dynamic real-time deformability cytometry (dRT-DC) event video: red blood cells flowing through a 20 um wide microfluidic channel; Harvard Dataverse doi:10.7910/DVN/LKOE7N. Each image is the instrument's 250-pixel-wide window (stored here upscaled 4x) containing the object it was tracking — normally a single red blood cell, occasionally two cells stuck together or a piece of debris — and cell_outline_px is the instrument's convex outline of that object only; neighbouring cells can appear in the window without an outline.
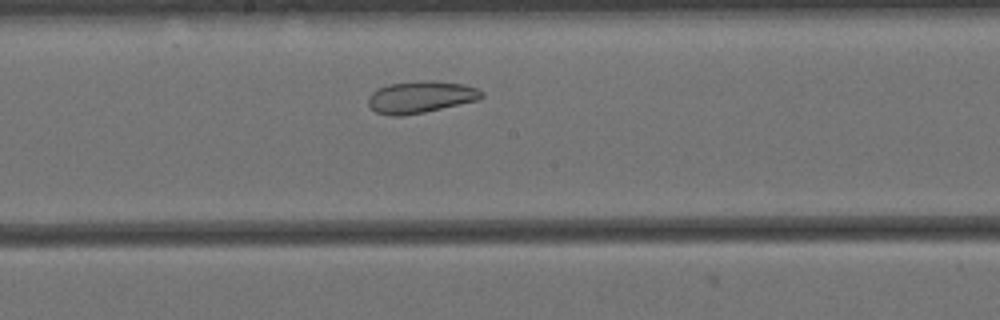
{"species": "Egyptian fruit bat (a non-hibernating species)", "species_latin": "Rousettus aegyptiacus", "temperature_condition": "cold", "stored_images_in_passage": 44, "camera_frame_rate_fps": 3000, "um_per_image_px": 0.085, "animal": {"sex": "female"}, "frame": {"image": 1, "passage_image": 16, "time_ms": 5.0, "image_size_px": [1000, 320], "cell_outline_px": [[484, 96], [480, 100], [424, 112], [404, 116], [388, 116], [376, 112], [368, 104], [368, 96], [372, 92], [380, 88], [392, 84], [420, 80], [432, 80], [464, 84], [476, 88], [484, 92]], "centroid_in_image_um": [35.79, 8.25], "position_along_channel_um": 212.4, "area_um2": 21.21}}
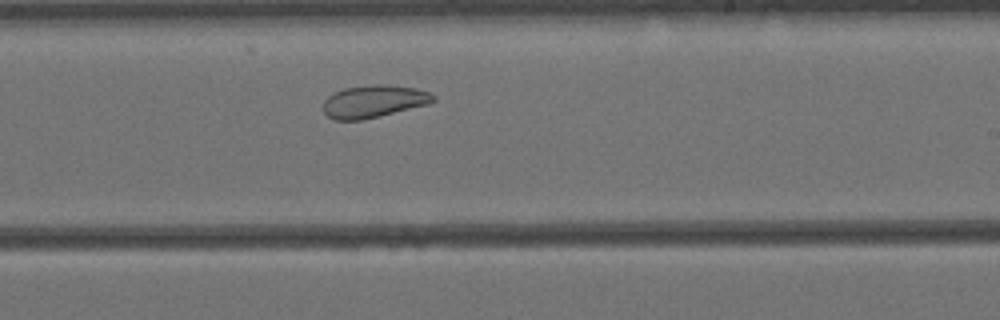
{"frame": {"image": 2, "passage_image": 20, "time_ms": 6.333, "image_size_px": [1000, 320], "cell_outline_px": [[436, 100], [428, 104], [360, 120], [336, 120], [328, 116], [324, 112], [324, 100], [328, 96], [344, 88], [372, 84], [380, 84], [416, 88], [428, 92], [436, 96]], "centroid_in_image_um": [31.77, 8.6], "position_along_channel_um": 257.2, "area_um2": 20.52}}
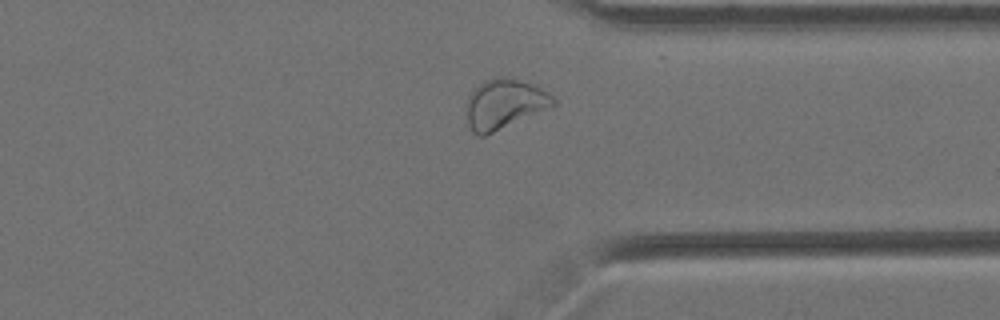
{"frame": {"image": 3, "passage_image": 30, "time_ms": 9.667, "image_size_px": [1000, 320], "cell_outline_px": [[556, 104], [484, 136], [480, 136], [472, 132], [468, 124], [468, 96], [484, 80], [500, 76], [520, 80], [532, 84], [548, 92], [556, 100]], "centroid_in_image_um": [42.86, 8.83], "position_along_channel_um": 368.5, "area_um2": 24.51}, "authors_computed_cell_mechanics": {"area_um2": 23.3223, "velocity_mm_per_s": 3.3943, "shape_relaxation_time_tau1_ms": null, "shape_relaxation_time_tau2_ms": 4.2048, "deformation_change_tau1": null, "deformation_change_tau2": 0.1001}}